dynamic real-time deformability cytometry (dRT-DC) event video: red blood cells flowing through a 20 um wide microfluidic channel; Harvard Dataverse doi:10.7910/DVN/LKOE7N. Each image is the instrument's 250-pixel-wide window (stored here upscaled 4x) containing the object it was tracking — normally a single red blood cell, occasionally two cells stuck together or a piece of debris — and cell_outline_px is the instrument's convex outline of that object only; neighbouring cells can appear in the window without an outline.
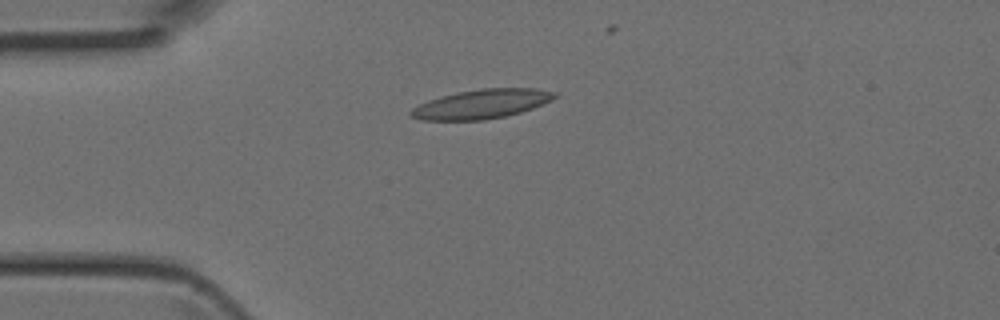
{"species": "Egyptian fruit bat (a non-hibernating species)", "species_latin": "Rousettus aegyptiacus", "temperature_condition": "room temperature", "stored_images_in_passage": 5, "camera_frame_rate_fps": 3000, "um_per_image_px": 0.085, "animal": {"sex": "female"}, "frame": {"image": 1, "passage_image": 4, "time_ms": 1.0, "image_size_px": [1000, 320], "cell_outline_px": [[556, 96], [552, 100], [532, 108], [520, 112], [504, 116], [484, 120], [420, 120], [412, 116], [408, 112], [412, 108], [428, 100], [440, 96], [456, 92], [484, 88], [536, 88], [556, 92]], "centroid_in_image_um": [40.92, 8.83], "position_along_channel_um": 44.1, "area_um2": 24.39}}